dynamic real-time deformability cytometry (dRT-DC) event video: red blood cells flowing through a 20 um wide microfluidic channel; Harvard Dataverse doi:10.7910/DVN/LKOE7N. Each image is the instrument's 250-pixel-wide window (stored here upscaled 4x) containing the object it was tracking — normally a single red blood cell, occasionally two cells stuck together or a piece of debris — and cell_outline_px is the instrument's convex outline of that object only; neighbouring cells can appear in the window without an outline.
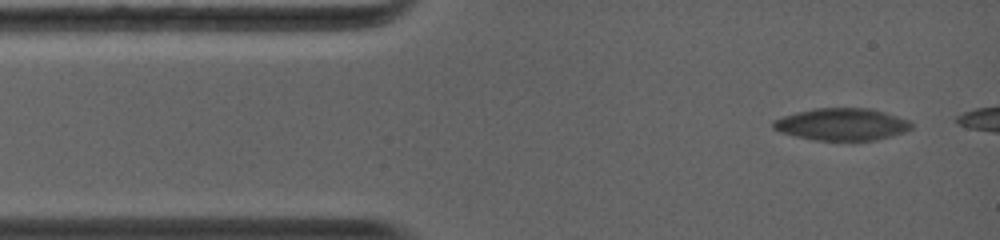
{"species": "common noctule bat (a hibernating species)", "species_latin": "Nyctalus noctula", "temperature_condition": "warm", "stored_images_in_passage": 11, "camera_frame_rate_fps": 5000, "um_per_image_px": 0.085, "animal": {"sex": "female", "body_mass_g": 19.0, "forearm_length_mm": 56.7}, "frame": {"image": 1, "passage_image": 1, "time_ms": 0.0, "image_size_px": [1000, 240], "cell_outline_px": [[912, 128], [904, 132], [892, 136], [876, 140], [816, 140], [796, 136], [780, 132], [772, 128], [772, 120], [784, 116], [816, 108], [868, 108], [884, 112], [908, 120], [912, 124]], "centroid_in_image_um": [71.56, 10.57], "position_along_channel_um": 13.4, "area_um2": 25.66}}
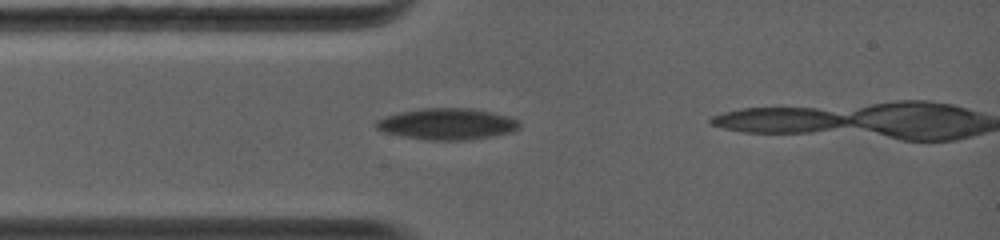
{"frame": {"image": 2, "passage_image": 8, "time_ms": 2.4, "image_size_px": [1000, 240], "cell_outline_px": [[520, 128], [512, 132], [468, 140], [432, 140], [404, 136], [384, 132], [376, 128], [372, 124], [376, 120], [384, 116], [400, 112], [424, 108], [468, 108], [492, 112], [508, 116], [520, 120]], "centroid_in_image_um": [38.0, 10.53], "position_along_channel_um": 47.0, "area_um2": 26.18}}
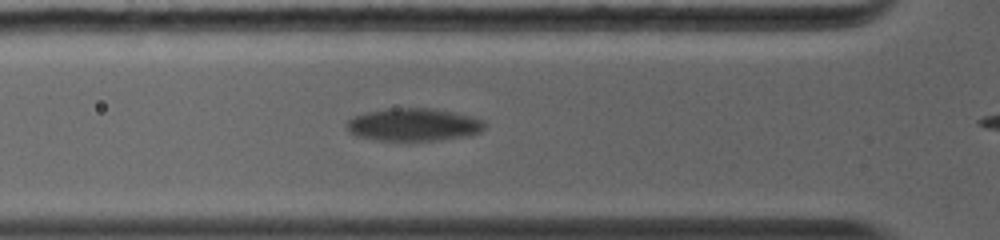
{"frame": {"image": 3, "passage_image": 10, "time_ms": 3.6, "image_size_px": [1000, 240], "cell_outline_px": [[484, 128], [480, 132], [468, 136], [432, 140], [376, 140], [356, 136], [348, 132], [348, 120], [364, 112], [388, 108], [436, 108], [472, 116], [484, 120]], "centroid_in_image_um": [35.16, 10.58], "position_along_channel_um": 90.6, "area_um2": 26.3}}